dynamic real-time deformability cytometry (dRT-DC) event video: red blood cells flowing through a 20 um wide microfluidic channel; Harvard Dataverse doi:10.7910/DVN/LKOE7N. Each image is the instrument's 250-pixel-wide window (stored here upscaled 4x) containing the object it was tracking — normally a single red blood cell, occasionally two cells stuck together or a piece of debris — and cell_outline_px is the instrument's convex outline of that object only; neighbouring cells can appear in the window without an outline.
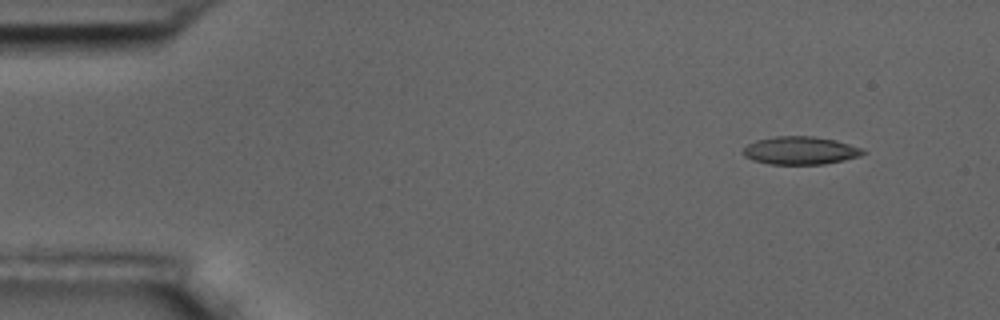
{"species": "common noctule bat (a hibernating species)", "species_latin": "Nyctalus noctula", "temperature_condition": "room temperature", "stored_images_in_passage": 6, "camera_frame_rate_fps": 3000, "um_per_image_px": 0.085, "animal": {"sex": "male", "body_mass_g": 17.5, "forearm_length_mm": 52.3}, "frame": {"image": 1, "passage_image": 6, "time_ms": 6.667, "image_size_px": [1000, 320], "cell_outline_px": [[868, 152], [860, 156], [844, 160], [824, 164], [768, 164], [752, 160], [744, 156], [740, 152], [748, 144], [756, 140], [776, 136], [812, 136], [836, 140], [860, 148]], "centroid_in_image_um": [68.0, 12.8], "position_along_channel_um": 17.0, "area_um2": 19.59}}